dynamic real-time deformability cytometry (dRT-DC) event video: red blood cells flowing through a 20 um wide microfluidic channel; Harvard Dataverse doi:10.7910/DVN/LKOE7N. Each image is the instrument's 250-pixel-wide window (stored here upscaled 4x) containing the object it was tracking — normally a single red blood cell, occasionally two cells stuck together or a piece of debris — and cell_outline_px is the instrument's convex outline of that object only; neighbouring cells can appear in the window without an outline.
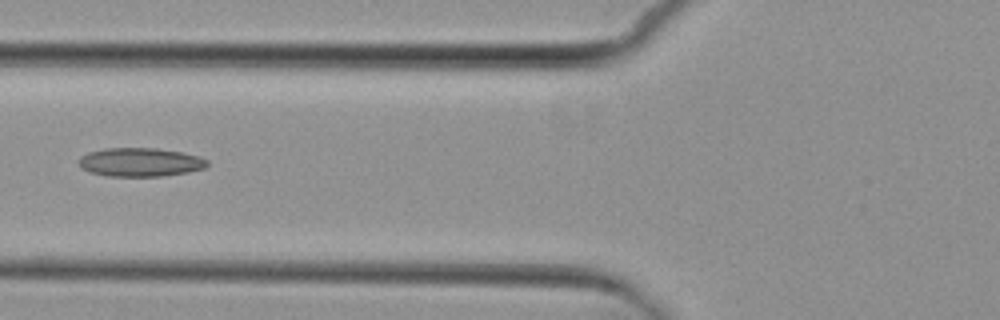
{"species": "common noctule bat (a hibernating species)", "species_latin": "Nyctalus noctula", "temperature_condition": "cold", "stored_images_in_passage": 7, "camera_frame_rate_fps": 3000, "um_per_image_px": 0.085, "animal": {"sex": "female", "body_mass_g": 29.2, "forearm_length_mm": 56.3}, "frame": {"image": 1, "passage_image": 6, "time_ms": 6.0, "image_size_px": [1000, 320], "cell_outline_px": [[208, 164], [204, 168], [188, 172], [160, 176], [108, 176], [88, 172], [80, 168], [80, 156], [88, 152], [104, 148], [156, 148], [180, 152], [200, 156], [208, 160]], "centroid_in_image_um": [11.9, 13.78], "position_along_channel_um": 113.9, "area_um2": 21.5}}
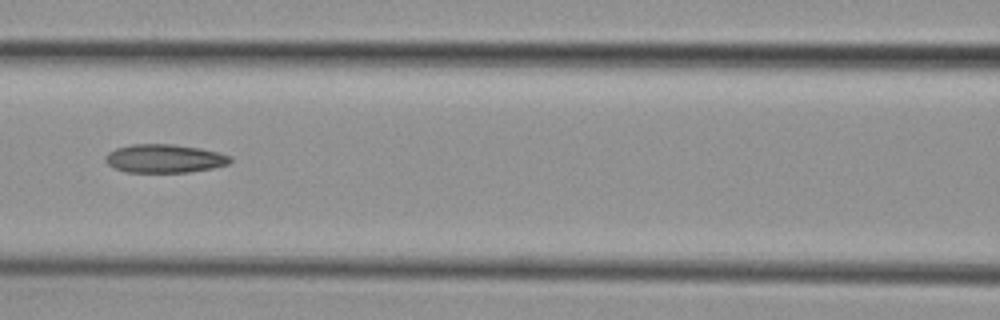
{"frame": {"image": 2, "passage_image": 7, "time_ms": 7.0, "image_size_px": [1000, 320], "cell_outline_px": [[232, 160], [228, 164], [212, 168], [188, 172], [124, 172], [112, 168], [104, 160], [104, 156], [108, 152], [116, 148], [132, 144], [172, 144], [200, 148], [232, 156]], "centroid_in_image_um": [13.93, 13.48], "position_along_channel_um": 152.7, "area_um2": 20.81}}